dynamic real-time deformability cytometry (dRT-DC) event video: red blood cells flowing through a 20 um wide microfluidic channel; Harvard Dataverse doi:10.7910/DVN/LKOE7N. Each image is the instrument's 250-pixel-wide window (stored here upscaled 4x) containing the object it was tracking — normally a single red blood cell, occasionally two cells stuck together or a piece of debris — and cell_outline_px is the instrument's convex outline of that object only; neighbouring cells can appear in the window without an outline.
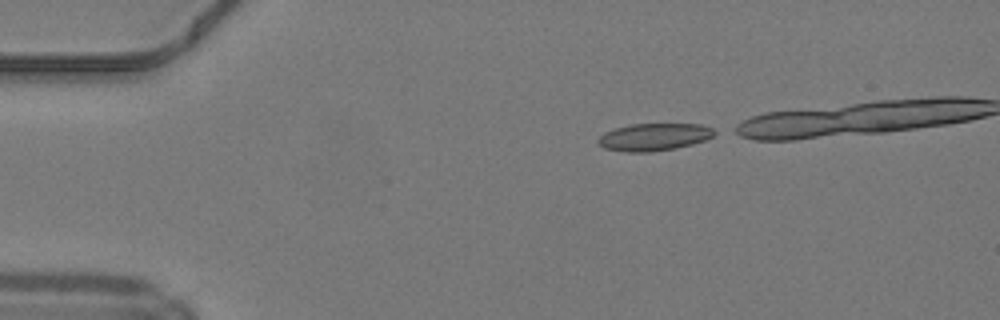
{"species": "common noctule bat (a hibernating species)", "species_latin": "Nyctalus noctula", "temperature_condition": "warm", "stored_images_in_passage": 14, "camera_frame_rate_fps": 3000, "um_per_image_px": 0.085, "animal": {"sex": "male", "body_mass_g": 19.2, "forearm_length_mm": 51.8}, "frame": {"image": 1, "passage_image": 1, "time_ms": 0.0, "image_size_px": [1000, 320], "cell_outline_px": [[720, 132], [704, 140], [692, 144], [676, 148], [652, 152], [624, 152], [604, 148], [596, 144], [596, 140], [604, 132], [628, 124], [700, 124], [712, 128]], "centroid_in_image_um": [55.56, 11.65], "position_along_channel_um": 29.4, "area_um2": 18.79}}
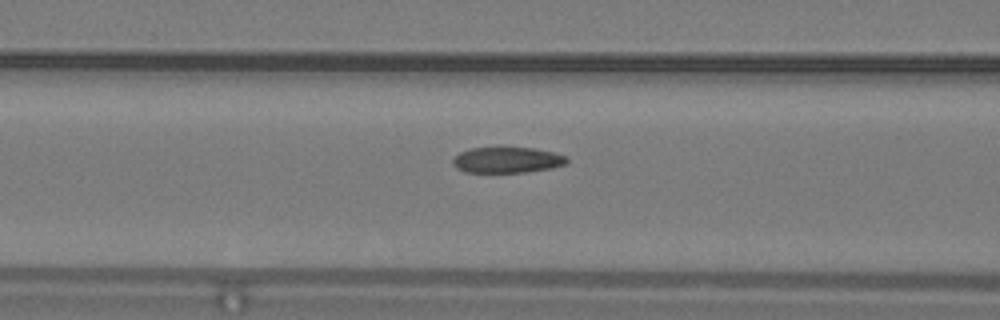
{"frame": {"image": 2, "passage_image": 12, "time_ms": 3.667, "image_size_px": [1000, 320], "cell_outline_px": [[568, 160], [564, 164], [552, 168], [524, 172], [464, 172], [456, 168], [452, 164], [452, 160], [460, 152], [472, 148], [536, 148], [556, 152], [568, 156]], "centroid_in_image_um": [43.13, 13.6], "position_along_channel_um": 123.5, "area_um2": 17.17}}